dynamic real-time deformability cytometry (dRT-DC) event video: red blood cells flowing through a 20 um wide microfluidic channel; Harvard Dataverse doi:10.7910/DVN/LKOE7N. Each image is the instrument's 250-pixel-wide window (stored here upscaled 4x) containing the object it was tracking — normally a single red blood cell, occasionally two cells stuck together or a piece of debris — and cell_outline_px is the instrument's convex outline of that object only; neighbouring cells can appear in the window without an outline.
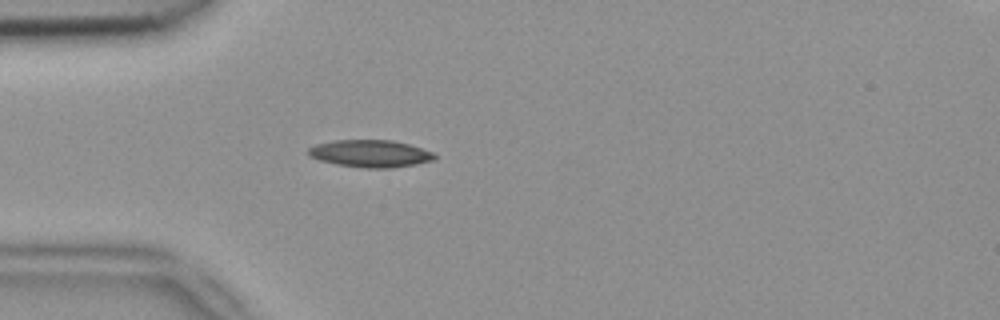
{"species": "common noctule bat (a hibernating species)", "species_latin": "Nyctalus noctula", "temperature_condition": "room temperature", "stored_images_in_passage": 52, "camera_frame_rate_fps": 3000, "um_per_image_px": 0.085, "animal": {"sex": "female", "body_mass_g": 18.4}, "frame": {"image": 1, "passage_image": 14, "time_ms": 4.333, "image_size_px": [1000, 320], "cell_outline_px": [[436, 156], [432, 160], [392, 168], [364, 168], [336, 164], [320, 160], [308, 156], [308, 148], [316, 144], [332, 140], [392, 140], [408, 144], [432, 152]], "centroid_in_image_um": [31.41, 13.05], "position_along_channel_um": 53.6, "area_um2": 19.88}}
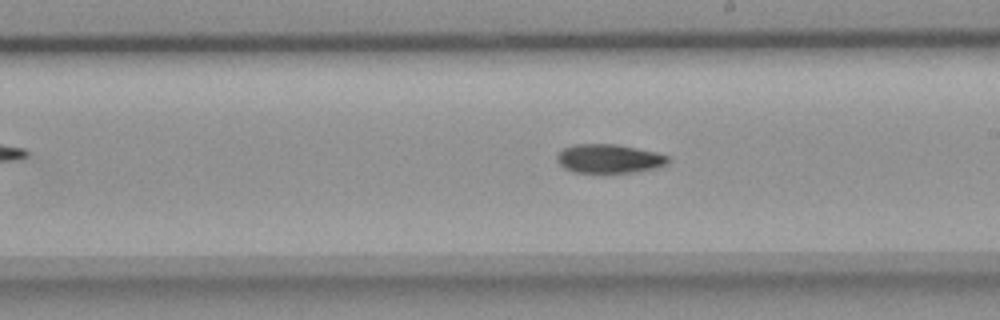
{"frame": {"image": 2, "passage_image": 29, "time_ms": 9.333, "image_size_px": [1000, 320], "cell_outline_px": [[668, 164], [660, 168], [636, 172], [572, 172], [564, 168], [556, 160], [556, 156], [560, 148], [576, 144], [616, 144], [656, 152], [668, 156]], "centroid_in_image_um": [51.76, 13.48], "position_along_channel_um": 237.2, "area_um2": 18.9}}
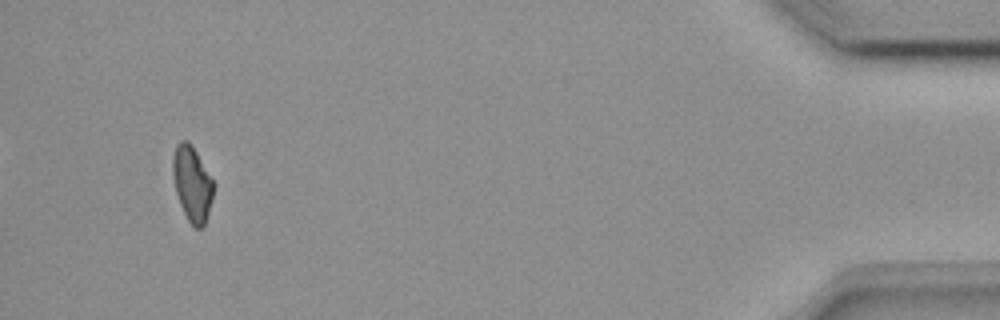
{"frame": {"image": 3, "passage_image": 49, "time_ms": 16.0, "image_size_px": [1000, 320], "cell_outline_px": [[212, 200], [204, 224], [200, 228], [192, 228], [180, 204], [176, 192], [172, 172], [172, 156], [176, 144], [180, 140], [188, 140], [192, 144], [212, 180]], "centroid_in_image_um": [16.29, 15.59], "position_along_channel_um": 418.9, "area_um2": 17.63}, "authors_computed_cell_mechanics": {"area_um2": 18.6983, "velocity_mm_per_s": 3.8306, "shape_relaxation_time_tau1_ms": 4.4491, "shape_relaxation_time_tau2_ms": null, "deformation_change_tau1": 0.1358, "deformation_change_tau2": null}}